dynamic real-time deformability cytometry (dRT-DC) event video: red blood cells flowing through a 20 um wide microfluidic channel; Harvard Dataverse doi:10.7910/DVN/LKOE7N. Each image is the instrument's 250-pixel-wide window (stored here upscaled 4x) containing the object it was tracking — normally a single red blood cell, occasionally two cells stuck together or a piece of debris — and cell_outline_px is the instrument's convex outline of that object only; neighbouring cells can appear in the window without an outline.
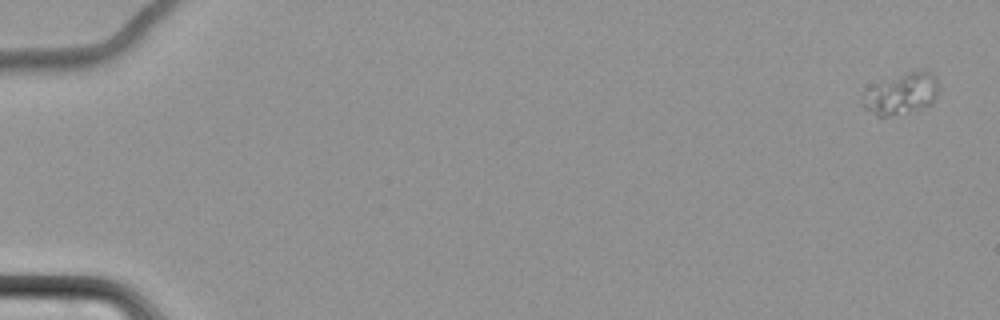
{"species": "common noctule bat (a hibernating species)", "species_latin": "Nyctalus noctula", "temperature_condition": "cold", "stored_images_in_passage": 5, "camera_frame_rate_fps": 3000, "um_per_image_px": 0.085, "animal": {"sex": "female", "body_mass_g": 22.7, "forearm_length_mm": 54.2}, "frame": {"image": 1, "passage_image": 1, "time_ms": 0.0, "image_size_px": [1000, 320], "cell_outline_px": [[940, 88], [932, 104], [920, 108], [888, 116], [876, 116], [864, 108], [860, 100], [876, 84], [908, 72], [924, 68], [936, 76]], "centroid_in_image_um": [76.68, 7.96], "position_along_channel_um": 8.3, "area_um2": 18.03}}
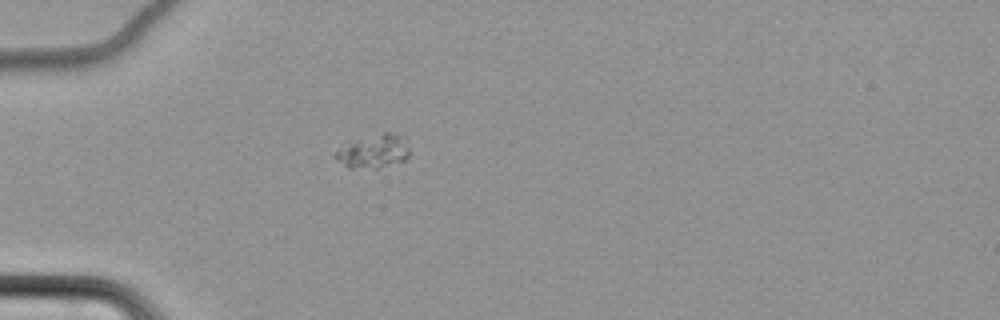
{"frame": {"image": 2, "passage_image": 5, "time_ms": 6.333, "image_size_px": [1000, 320], "cell_outline_px": [[408, 156], [404, 160], [380, 168], [348, 168], [336, 156], [336, 152], [348, 140], [384, 132], [396, 132], [404, 136], [408, 148]], "centroid_in_image_um": [31.78, 12.82], "position_along_channel_um": 53.2, "area_um2": 14.57}}